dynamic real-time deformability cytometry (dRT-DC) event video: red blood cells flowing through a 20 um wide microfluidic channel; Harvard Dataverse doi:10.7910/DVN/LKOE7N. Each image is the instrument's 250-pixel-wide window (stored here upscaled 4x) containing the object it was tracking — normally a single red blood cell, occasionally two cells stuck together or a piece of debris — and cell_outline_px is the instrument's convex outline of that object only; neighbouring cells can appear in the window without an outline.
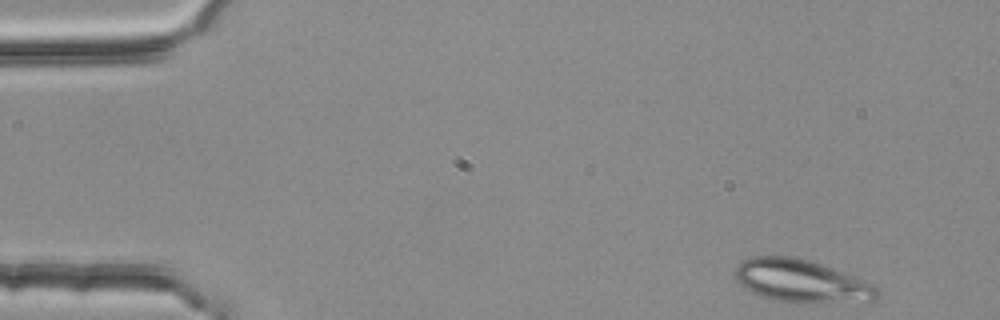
{"species": "common noctule bat (a hibernating species)", "species_latin": "Nyctalus noctula", "temperature_condition": "room temperature", "stored_images_in_passage": 47, "camera_frame_rate_fps": 3000, "um_per_image_px": 0.085, "animal": {"sex": "female", "body_mass_g": 25.1}, "frame": {"image": 1, "passage_image": 1, "time_ms": 0.0, "image_size_px": [1000, 320], "cell_outline_px": [[880, 292], [876, 300], [868, 304], [780, 300], [760, 296], [744, 288], [736, 280], [736, 268], [740, 260], [748, 256], [792, 256], [808, 260], [844, 272], [864, 280], [872, 284]], "centroid_in_image_um": [68.16, 23.89], "position_along_channel_um": 16.8, "area_um2": 35.49}}
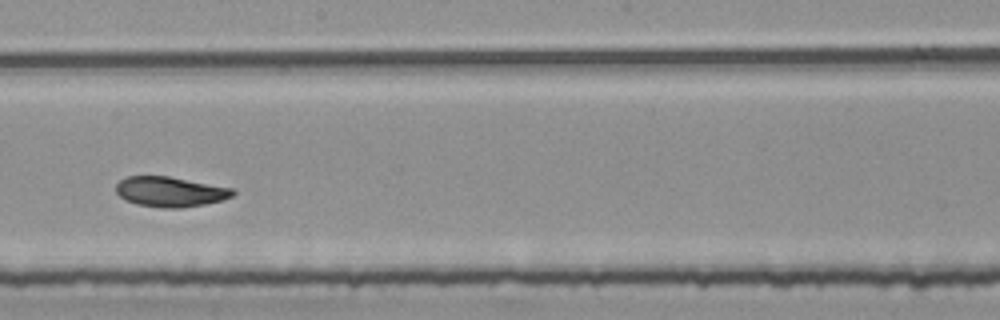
{"frame": {"image": 2, "passage_image": 27, "time_ms": 8.667, "image_size_px": [1000, 320], "cell_outline_px": [[236, 192], [232, 196], [224, 200], [204, 204], [180, 208], [168, 208], [136, 204], [124, 200], [116, 192], [116, 184], [120, 180], [128, 176], [168, 176], [232, 188]], "centroid_in_image_um": [14.46, 16.3], "position_along_channel_um": 233.7, "area_um2": 20.4}}
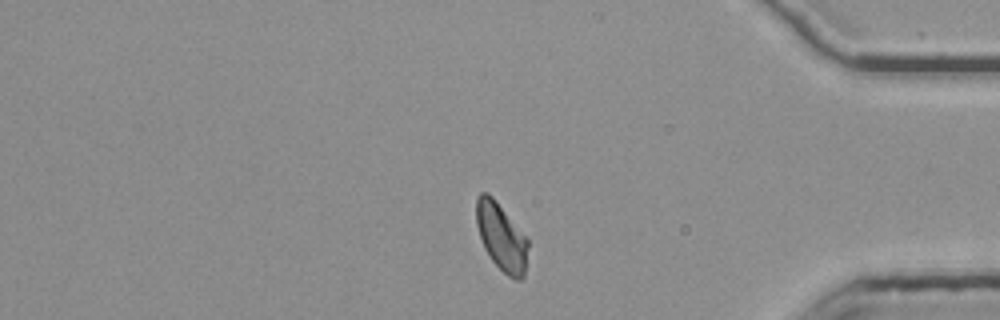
{"frame": {"image": 3, "passage_image": 42, "time_ms": 13.667, "image_size_px": [1000, 320], "cell_outline_px": [[528, 248], [524, 276], [520, 280], [516, 280], [508, 276], [492, 260], [484, 248], [476, 224], [476, 196], [480, 192], [488, 192], [492, 196], [528, 240]], "centroid_in_image_um": [42.6, 20.13], "position_along_channel_um": 392.6, "area_um2": 20.06}, "authors_computed_cell_mechanics": {"area_um2": 20.808, "velocity_mm_per_s": 3.7485, "shape_relaxation_time_tau1_ms": 9.7946, "shape_relaxation_time_tau2_ms": 2.1057, "deformation_change_tau1": 0.1903, "deformation_change_tau2": 0.0608}}